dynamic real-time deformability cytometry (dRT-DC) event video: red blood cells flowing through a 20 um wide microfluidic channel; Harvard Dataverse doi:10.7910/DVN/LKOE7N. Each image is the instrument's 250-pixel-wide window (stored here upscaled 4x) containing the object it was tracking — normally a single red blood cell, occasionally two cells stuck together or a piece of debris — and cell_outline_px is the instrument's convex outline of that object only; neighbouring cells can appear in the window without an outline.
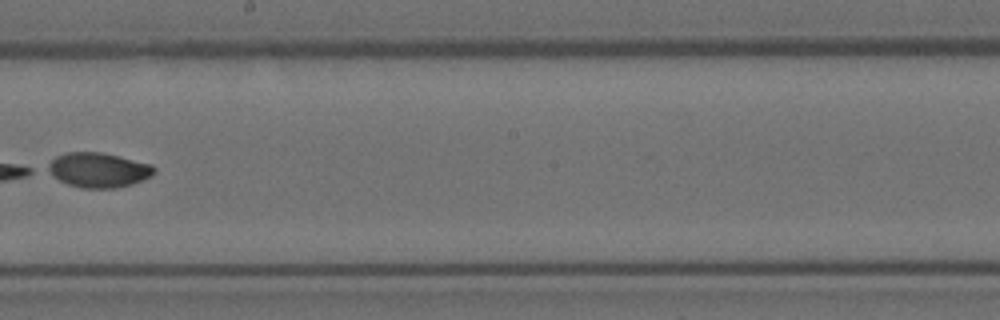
{"species": "Egyptian fruit bat (a non-hibernating species)", "species_latin": "Rousettus aegyptiacus", "temperature_condition": "room temperature", "stored_images_in_passage": 9, "camera_frame_rate_fps": 3000, "um_per_image_px": 0.085, "animal": {"sex": "female"}, "frame": {"image": 1, "passage_image": 9, "time_ms": 9.0, "image_size_px": [1000, 320], "cell_outline_px": [[156, 172], [152, 176], [132, 184], [116, 188], [80, 188], [68, 184], [60, 180], [40, 168], [56, 156], [64, 152], [100, 152], [120, 156], [152, 164], [156, 168]], "centroid_in_image_um": [8.32, 14.44], "position_along_channel_um": 239.9, "area_um2": 22.02}}